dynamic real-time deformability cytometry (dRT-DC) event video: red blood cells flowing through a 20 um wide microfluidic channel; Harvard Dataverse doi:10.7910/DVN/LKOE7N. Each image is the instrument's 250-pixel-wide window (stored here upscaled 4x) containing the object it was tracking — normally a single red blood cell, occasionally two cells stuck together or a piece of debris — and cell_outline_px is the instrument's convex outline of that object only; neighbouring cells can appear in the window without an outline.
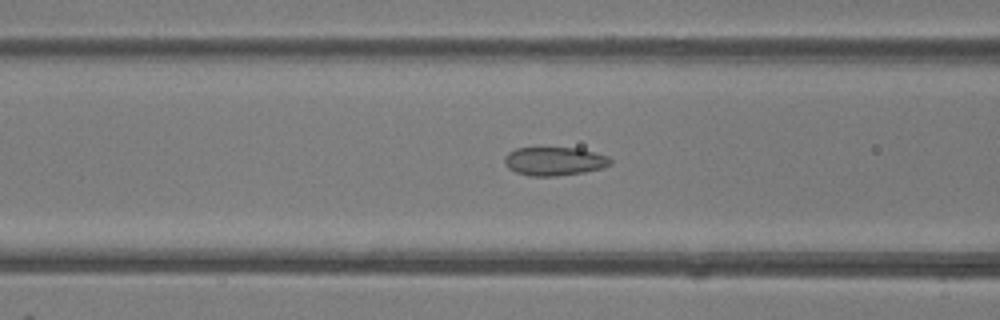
{"species": "common noctule bat (a hibernating species)", "species_latin": "Nyctalus noctula", "temperature_condition": "room temperature", "stored_images_in_passage": 47, "camera_frame_rate_fps": 3000, "um_per_image_px": 0.085, "animal": {"sex": "female"}, "frame": {"image": 1, "passage_image": 17, "time_ms": 5.333, "image_size_px": [1000, 320], "cell_outline_px": [[612, 164], [604, 168], [584, 172], [556, 176], [532, 176], [516, 172], [508, 168], [504, 164], [504, 156], [508, 152], [516, 148], [580, 148], [608, 156], [612, 160]], "centroid_in_image_um": [47.13, 13.7], "position_along_channel_um": 119.5, "area_um2": 17.74}}
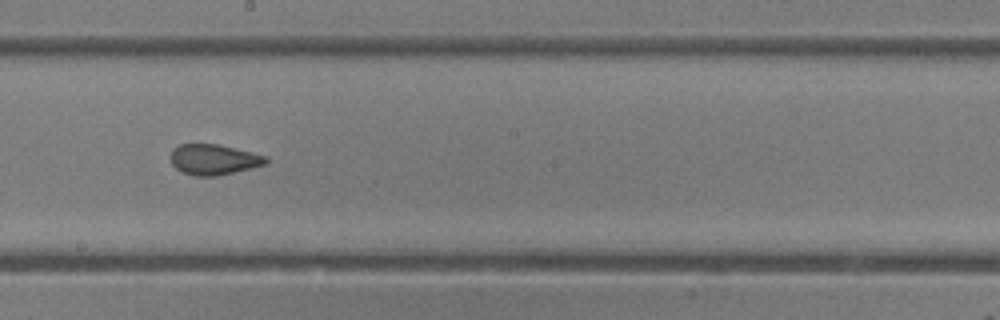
{"frame": {"image": 2, "passage_image": 25, "time_ms": 8.0, "image_size_px": [1000, 320], "cell_outline_px": [[268, 164], [216, 176], [196, 176], [180, 172], [172, 164], [172, 148], [180, 144], [216, 144], [252, 152], [268, 156]], "centroid_in_image_um": [18.18, 13.56], "position_along_channel_um": 230.0, "area_um2": 16.94}}
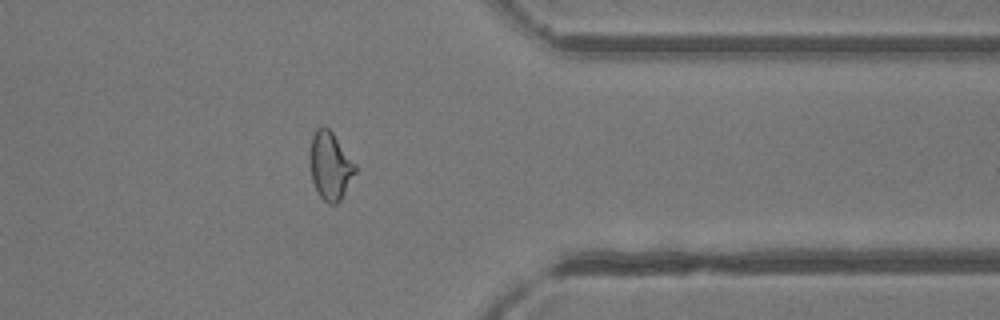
{"frame": {"image": 3, "passage_image": 37, "time_ms": 12.0, "image_size_px": [1000, 320], "cell_outline_px": [[356, 172], [340, 200], [336, 204], [328, 204], [320, 196], [312, 180], [312, 136], [316, 128], [328, 128], [332, 132], [356, 164]], "centroid_in_image_um": [28.11, 14.12], "position_along_channel_um": 383.3, "area_um2": 17.22}, "authors_computed_cell_mechanics": {"area_um2": 18.207, "velocity_mm_per_s": 4.1373, "shape_relaxation_time_tau1_ms": null, "shape_relaxation_time_tau2_ms": 1.3851, "deformation_change_tau1": null, "deformation_change_tau2": 0.0798}}